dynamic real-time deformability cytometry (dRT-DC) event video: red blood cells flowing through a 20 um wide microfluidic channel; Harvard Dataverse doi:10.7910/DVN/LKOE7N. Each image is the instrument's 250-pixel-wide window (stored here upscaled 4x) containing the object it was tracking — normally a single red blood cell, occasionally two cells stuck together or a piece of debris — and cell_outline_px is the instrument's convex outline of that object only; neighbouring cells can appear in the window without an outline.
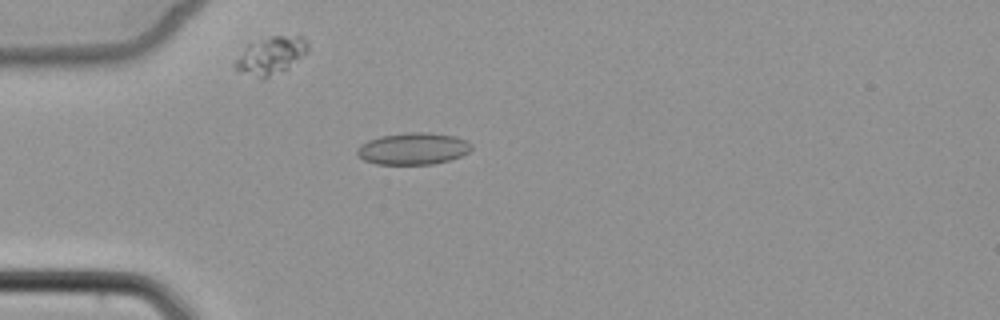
{"species": "common noctule bat (a hibernating species)", "species_latin": "Nyctalus noctula", "temperature_condition": "cold", "stored_images_in_passage": 5, "camera_frame_rate_fps": 3000, "um_per_image_px": 0.085, "animal": {"sex": "female", "body_mass_g": 22.7, "forearm_length_mm": 54.2}, "frame": {"image": 1, "passage_image": 5, "time_ms": 5.0, "image_size_px": [1000, 320], "cell_outline_px": [[472, 148], [468, 152], [460, 156], [448, 160], [432, 164], [376, 164], [364, 160], [356, 152], [360, 144], [368, 140], [380, 136], [408, 132], [432, 132], [456, 136], [472, 144]], "centroid_in_image_um": [35.11, 12.62], "position_along_channel_um": 49.9, "area_um2": 21.21}}